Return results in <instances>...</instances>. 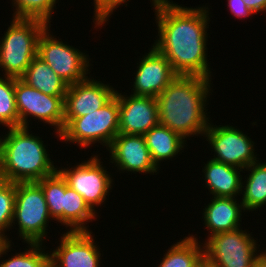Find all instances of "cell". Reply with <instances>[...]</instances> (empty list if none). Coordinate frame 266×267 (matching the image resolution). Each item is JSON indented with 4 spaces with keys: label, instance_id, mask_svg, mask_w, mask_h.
Masks as SVG:
<instances>
[{
    "label": "cell",
    "instance_id": "cell-14",
    "mask_svg": "<svg viewBox=\"0 0 266 267\" xmlns=\"http://www.w3.org/2000/svg\"><path fill=\"white\" fill-rule=\"evenodd\" d=\"M107 150L110 163H114L120 173L126 171L157 175L160 170L151 158L144 135L119 133Z\"/></svg>",
    "mask_w": 266,
    "mask_h": 267
},
{
    "label": "cell",
    "instance_id": "cell-16",
    "mask_svg": "<svg viewBox=\"0 0 266 267\" xmlns=\"http://www.w3.org/2000/svg\"><path fill=\"white\" fill-rule=\"evenodd\" d=\"M119 133L144 135L159 124L158 103L150 96L125 95L117 90Z\"/></svg>",
    "mask_w": 266,
    "mask_h": 267
},
{
    "label": "cell",
    "instance_id": "cell-25",
    "mask_svg": "<svg viewBox=\"0 0 266 267\" xmlns=\"http://www.w3.org/2000/svg\"><path fill=\"white\" fill-rule=\"evenodd\" d=\"M0 124L7 129L19 127L13 77L0 76Z\"/></svg>",
    "mask_w": 266,
    "mask_h": 267
},
{
    "label": "cell",
    "instance_id": "cell-3",
    "mask_svg": "<svg viewBox=\"0 0 266 267\" xmlns=\"http://www.w3.org/2000/svg\"><path fill=\"white\" fill-rule=\"evenodd\" d=\"M29 131V127H13L0 136V163L5 181L37 182L58 170L42 138Z\"/></svg>",
    "mask_w": 266,
    "mask_h": 267
},
{
    "label": "cell",
    "instance_id": "cell-18",
    "mask_svg": "<svg viewBox=\"0 0 266 267\" xmlns=\"http://www.w3.org/2000/svg\"><path fill=\"white\" fill-rule=\"evenodd\" d=\"M202 168L205 177V188L212 197H231L241 196L242 176L241 169L236 166L225 164L210 158Z\"/></svg>",
    "mask_w": 266,
    "mask_h": 267
},
{
    "label": "cell",
    "instance_id": "cell-20",
    "mask_svg": "<svg viewBox=\"0 0 266 267\" xmlns=\"http://www.w3.org/2000/svg\"><path fill=\"white\" fill-rule=\"evenodd\" d=\"M97 214L80 194L68 186L66 181V190L63 193L62 201V225H66V228L69 227L67 231H90L89 225H86L93 220L96 221Z\"/></svg>",
    "mask_w": 266,
    "mask_h": 267
},
{
    "label": "cell",
    "instance_id": "cell-15",
    "mask_svg": "<svg viewBox=\"0 0 266 267\" xmlns=\"http://www.w3.org/2000/svg\"><path fill=\"white\" fill-rule=\"evenodd\" d=\"M148 49L137 63L132 95L157 98L162 91L178 76L166 57L153 46Z\"/></svg>",
    "mask_w": 266,
    "mask_h": 267
},
{
    "label": "cell",
    "instance_id": "cell-34",
    "mask_svg": "<svg viewBox=\"0 0 266 267\" xmlns=\"http://www.w3.org/2000/svg\"><path fill=\"white\" fill-rule=\"evenodd\" d=\"M253 267H266V260L261 255H259L255 259Z\"/></svg>",
    "mask_w": 266,
    "mask_h": 267
},
{
    "label": "cell",
    "instance_id": "cell-35",
    "mask_svg": "<svg viewBox=\"0 0 266 267\" xmlns=\"http://www.w3.org/2000/svg\"><path fill=\"white\" fill-rule=\"evenodd\" d=\"M5 182L4 176H3V172L1 169V163H0V186Z\"/></svg>",
    "mask_w": 266,
    "mask_h": 267
},
{
    "label": "cell",
    "instance_id": "cell-30",
    "mask_svg": "<svg viewBox=\"0 0 266 267\" xmlns=\"http://www.w3.org/2000/svg\"><path fill=\"white\" fill-rule=\"evenodd\" d=\"M227 7L231 14L238 19H244L254 15L255 13L250 10L243 0H227Z\"/></svg>",
    "mask_w": 266,
    "mask_h": 267
},
{
    "label": "cell",
    "instance_id": "cell-13",
    "mask_svg": "<svg viewBox=\"0 0 266 267\" xmlns=\"http://www.w3.org/2000/svg\"><path fill=\"white\" fill-rule=\"evenodd\" d=\"M110 84L86 78L68 85L64 97V127L75 117H82L102 108L114 95Z\"/></svg>",
    "mask_w": 266,
    "mask_h": 267
},
{
    "label": "cell",
    "instance_id": "cell-28",
    "mask_svg": "<svg viewBox=\"0 0 266 267\" xmlns=\"http://www.w3.org/2000/svg\"><path fill=\"white\" fill-rule=\"evenodd\" d=\"M15 204V183L5 181L0 186V235L11 242L6 231L12 228Z\"/></svg>",
    "mask_w": 266,
    "mask_h": 267
},
{
    "label": "cell",
    "instance_id": "cell-36",
    "mask_svg": "<svg viewBox=\"0 0 266 267\" xmlns=\"http://www.w3.org/2000/svg\"><path fill=\"white\" fill-rule=\"evenodd\" d=\"M262 253H259L265 260H266V248L264 251H260Z\"/></svg>",
    "mask_w": 266,
    "mask_h": 267
},
{
    "label": "cell",
    "instance_id": "cell-33",
    "mask_svg": "<svg viewBox=\"0 0 266 267\" xmlns=\"http://www.w3.org/2000/svg\"><path fill=\"white\" fill-rule=\"evenodd\" d=\"M192 267H214L213 264L203 255Z\"/></svg>",
    "mask_w": 266,
    "mask_h": 267
},
{
    "label": "cell",
    "instance_id": "cell-17",
    "mask_svg": "<svg viewBox=\"0 0 266 267\" xmlns=\"http://www.w3.org/2000/svg\"><path fill=\"white\" fill-rule=\"evenodd\" d=\"M209 199L211 202L205 205L206 207L203 208L202 212L203 224L209 233L207 238L217 233L240 228L242 212H246L242 202L231 197H212Z\"/></svg>",
    "mask_w": 266,
    "mask_h": 267
},
{
    "label": "cell",
    "instance_id": "cell-24",
    "mask_svg": "<svg viewBox=\"0 0 266 267\" xmlns=\"http://www.w3.org/2000/svg\"><path fill=\"white\" fill-rule=\"evenodd\" d=\"M41 186L51 218L62 224V201L66 179L57 170L54 174L37 181Z\"/></svg>",
    "mask_w": 266,
    "mask_h": 267
},
{
    "label": "cell",
    "instance_id": "cell-19",
    "mask_svg": "<svg viewBox=\"0 0 266 267\" xmlns=\"http://www.w3.org/2000/svg\"><path fill=\"white\" fill-rule=\"evenodd\" d=\"M144 137L151 158L159 169L161 161L175 158L180 151L182 154L187 145V140L160 123L145 133Z\"/></svg>",
    "mask_w": 266,
    "mask_h": 267
},
{
    "label": "cell",
    "instance_id": "cell-26",
    "mask_svg": "<svg viewBox=\"0 0 266 267\" xmlns=\"http://www.w3.org/2000/svg\"><path fill=\"white\" fill-rule=\"evenodd\" d=\"M58 0H12L13 18L40 19L51 25Z\"/></svg>",
    "mask_w": 266,
    "mask_h": 267
},
{
    "label": "cell",
    "instance_id": "cell-6",
    "mask_svg": "<svg viewBox=\"0 0 266 267\" xmlns=\"http://www.w3.org/2000/svg\"><path fill=\"white\" fill-rule=\"evenodd\" d=\"M49 214L44 192L37 182L15 183L13 225L18 226V238L25 243H44L48 230Z\"/></svg>",
    "mask_w": 266,
    "mask_h": 267
},
{
    "label": "cell",
    "instance_id": "cell-5",
    "mask_svg": "<svg viewBox=\"0 0 266 267\" xmlns=\"http://www.w3.org/2000/svg\"><path fill=\"white\" fill-rule=\"evenodd\" d=\"M119 134V102L114 95L102 108L73 118L60 133L59 140L75 143L80 148L100 143L106 149Z\"/></svg>",
    "mask_w": 266,
    "mask_h": 267
},
{
    "label": "cell",
    "instance_id": "cell-2",
    "mask_svg": "<svg viewBox=\"0 0 266 267\" xmlns=\"http://www.w3.org/2000/svg\"><path fill=\"white\" fill-rule=\"evenodd\" d=\"M211 80L178 75L156 98L159 123L185 140L204 136L210 122L206 108L213 91Z\"/></svg>",
    "mask_w": 266,
    "mask_h": 267
},
{
    "label": "cell",
    "instance_id": "cell-1",
    "mask_svg": "<svg viewBox=\"0 0 266 267\" xmlns=\"http://www.w3.org/2000/svg\"><path fill=\"white\" fill-rule=\"evenodd\" d=\"M151 6L158 27L152 46L166 57L177 75L212 79L206 53L208 6L184 7L171 0H157Z\"/></svg>",
    "mask_w": 266,
    "mask_h": 267
},
{
    "label": "cell",
    "instance_id": "cell-29",
    "mask_svg": "<svg viewBox=\"0 0 266 267\" xmlns=\"http://www.w3.org/2000/svg\"><path fill=\"white\" fill-rule=\"evenodd\" d=\"M130 0H94V28L96 27L99 29L104 26V24L107 23L109 17L113 14V12L120 7V5L127 6V2ZM157 0H150L152 2V5L156 2ZM106 22V23H105ZM103 25V26H102ZM101 26V27H100Z\"/></svg>",
    "mask_w": 266,
    "mask_h": 267
},
{
    "label": "cell",
    "instance_id": "cell-7",
    "mask_svg": "<svg viewBox=\"0 0 266 267\" xmlns=\"http://www.w3.org/2000/svg\"><path fill=\"white\" fill-rule=\"evenodd\" d=\"M251 235L241 227L212 235L203 242V255L214 267H253L260 245Z\"/></svg>",
    "mask_w": 266,
    "mask_h": 267
},
{
    "label": "cell",
    "instance_id": "cell-9",
    "mask_svg": "<svg viewBox=\"0 0 266 267\" xmlns=\"http://www.w3.org/2000/svg\"><path fill=\"white\" fill-rule=\"evenodd\" d=\"M15 98L19 127H29L28 117H34L38 122L54 126L56 137L60 138L64 129V97L44 94L21 78H15Z\"/></svg>",
    "mask_w": 266,
    "mask_h": 267
},
{
    "label": "cell",
    "instance_id": "cell-22",
    "mask_svg": "<svg viewBox=\"0 0 266 267\" xmlns=\"http://www.w3.org/2000/svg\"><path fill=\"white\" fill-rule=\"evenodd\" d=\"M257 160L249 165L244 171H250L246 180L242 181L240 199L245 211L260 210L266 206V162Z\"/></svg>",
    "mask_w": 266,
    "mask_h": 267
},
{
    "label": "cell",
    "instance_id": "cell-12",
    "mask_svg": "<svg viewBox=\"0 0 266 267\" xmlns=\"http://www.w3.org/2000/svg\"><path fill=\"white\" fill-rule=\"evenodd\" d=\"M92 233V230L64 232L56 249L49 251V266L100 267V247L96 245Z\"/></svg>",
    "mask_w": 266,
    "mask_h": 267
},
{
    "label": "cell",
    "instance_id": "cell-31",
    "mask_svg": "<svg viewBox=\"0 0 266 267\" xmlns=\"http://www.w3.org/2000/svg\"><path fill=\"white\" fill-rule=\"evenodd\" d=\"M247 7L255 14L266 12V0H243Z\"/></svg>",
    "mask_w": 266,
    "mask_h": 267
},
{
    "label": "cell",
    "instance_id": "cell-23",
    "mask_svg": "<svg viewBox=\"0 0 266 267\" xmlns=\"http://www.w3.org/2000/svg\"><path fill=\"white\" fill-rule=\"evenodd\" d=\"M188 235L170 246L157 267H192L203 256V243Z\"/></svg>",
    "mask_w": 266,
    "mask_h": 267
},
{
    "label": "cell",
    "instance_id": "cell-8",
    "mask_svg": "<svg viewBox=\"0 0 266 267\" xmlns=\"http://www.w3.org/2000/svg\"><path fill=\"white\" fill-rule=\"evenodd\" d=\"M50 27L51 25L42 32L39 38L37 56L68 85L88 78L91 73L89 55L64 43L61 39L58 40L49 32Z\"/></svg>",
    "mask_w": 266,
    "mask_h": 267
},
{
    "label": "cell",
    "instance_id": "cell-11",
    "mask_svg": "<svg viewBox=\"0 0 266 267\" xmlns=\"http://www.w3.org/2000/svg\"><path fill=\"white\" fill-rule=\"evenodd\" d=\"M211 122L203 137H207L211 151H214L212 159L241 169L259 159L255 153V142L242 130L232 125L217 126Z\"/></svg>",
    "mask_w": 266,
    "mask_h": 267
},
{
    "label": "cell",
    "instance_id": "cell-4",
    "mask_svg": "<svg viewBox=\"0 0 266 267\" xmlns=\"http://www.w3.org/2000/svg\"><path fill=\"white\" fill-rule=\"evenodd\" d=\"M0 38V69L6 77L21 78L37 56L38 41L49 26L40 19L12 18Z\"/></svg>",
    "mask_w": 266,
    "mask_h": 267
},
{
    "label": "cell",
    "instance_id": "cell-32",
    "mask_svg": "<svg viewBox=\"0 0 266 267\" xmlns=\"http://www.w3.org/2000/svg\"><path fill=\"white\" fill-rule=\"evenodd\" d=\"M12 243L13 242H7L6 239L2 235H0V259L1 257H3V255L6 256L9 252H11Z\"/></svg>",
    "mask_w": 266,
    "mask_h": 267
},
{
    "label": "cell",
    "instance_id": "cell-27",
    "mask_svg": "<svg viewBox=\"0 0 266 267\" xmlns=\"http://www.w3.org/2000/svg\"><path fill=\"white\" fill-rule=\"evenodd\" d=\"M28 249L24 252L13 254L8 259L0 262V267H50L49 252L45 251L46 246L42 243H26ZM44 247V248H42Z\"/></svg>",
    "mask_w": 266,
    "mask_h": 267
},
{
    "label": "cell",
    "instance_id": "cell-21",
    "mask_svg": "<svg viewBox=\"0 0 266 267\" xmlns=\"http://www.w3.org/2000/svg\"><path fill=\"white\" fill-rule=\"evenodd\" d=\"M21 79L44 94L65 97L68 84L65 83L41 58L36 56Z\"/></svg>",
    "mask_w": 266,
    "mask_h": 267
},
{
    "label": "cell",
    "instance_id": "cell-10",
    "mask_svg": "<svg viewBox=\"0 0 266 267\" xmlns=\"http://www.w3.org/2000/svg\"><path fill=\"white\" fill-rule=\"evenodd\" d=\"M92 156L74 167H59L58 171L66 179L68 186L80 194L89 207L97 213L95 208L105 203L106 196L109 197L108 194L112 192L110 190L114 182L112 175L98 157L100 155Z\"/></svg>",
    "mask_w": 266,
    "mask_h": 267
}]
</instances>
